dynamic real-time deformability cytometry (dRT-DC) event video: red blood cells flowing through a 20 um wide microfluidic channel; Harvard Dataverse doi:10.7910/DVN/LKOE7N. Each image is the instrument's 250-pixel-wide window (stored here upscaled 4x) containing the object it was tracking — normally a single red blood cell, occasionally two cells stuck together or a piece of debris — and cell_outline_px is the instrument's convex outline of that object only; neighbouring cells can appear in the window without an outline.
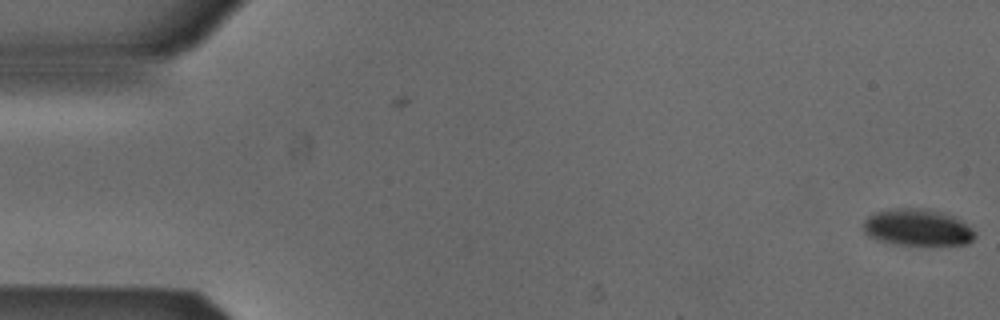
{"species": "Egyptian fruit bat (a non-hibernating species)", "species_latin": "Rousettus aegyptiacus", "temperature_condition": "cold", "stored_images_in_passage": 2, "camera_frame_rate_fps": 3000, "um_per_image_px": 0.085, "animal": {"sex": "male"}, "frame": {"image": 1, "passage_image": 2, "time_ms": 0.333, "image_size_px": [1000, 320], "cell_outline_px": [[976, 236], [968, 244], [900, 244], [880, 240], [868, 236], [864, 232], [864, 220], [868, 216], [876, 212], [896, 208], [928, 208], [956, 216], [968, 224], [976, 232]], "centroid_in_image_um": [78.04, 19.31], "position_along_channel_um": 7.0, "area_um2": 23.87}}